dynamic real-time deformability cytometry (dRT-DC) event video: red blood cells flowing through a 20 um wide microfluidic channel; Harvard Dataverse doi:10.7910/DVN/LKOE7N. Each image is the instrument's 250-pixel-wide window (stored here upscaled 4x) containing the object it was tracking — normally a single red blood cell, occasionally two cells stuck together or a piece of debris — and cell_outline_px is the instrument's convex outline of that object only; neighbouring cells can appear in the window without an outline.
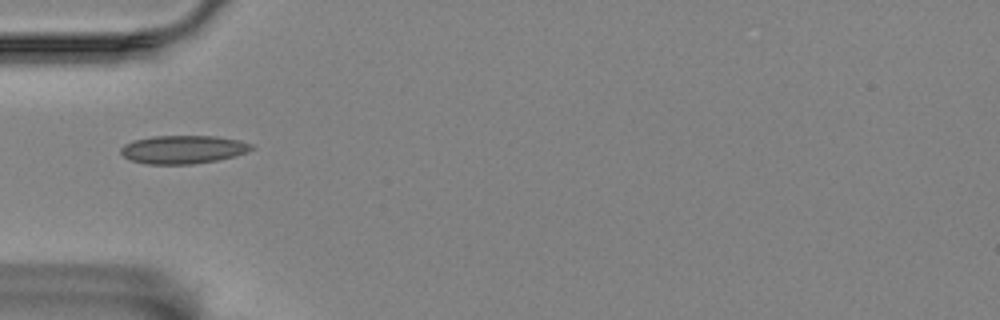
{"species": "Egyptian fruit bat (a non-hibernating species)", "species_latin": "Rousettus aegyptiacus", "temperature_condition": "room temperature", "stored_images_in_passage": 34, "camera_frame_rate_fps": 3000, "um_per_image_px": 0.085, "animal": {"sex": "female"}, "frame": {"image": 1, "passage_image": 1, "time_ms": 0.0, "image_size_px": [1000, 320], "cell_outline_px": [[256, 148], [236, 156], [216, 160], [192, 164], [144, 164], [132, 160], [124, 156], [120, 152], [120, 148], [124, 144], [132, 140], [152, 136], [216, 136], [240, 140], [252, 144]], "centroid_in_image_um": [15.57, 12.7], "position_along_channel_um": 69.4, "area_um2": 21.68}}
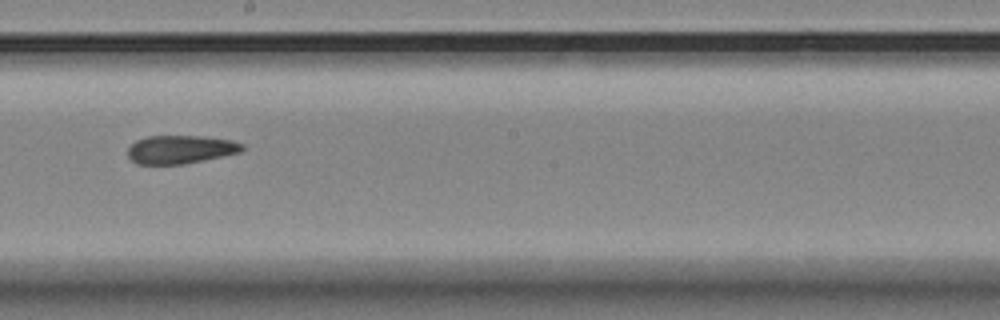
{"frame": {"image": 2, "passage_image": 15, "time_ms": 4.667, "image_size_px": [1000, 320], "cell_outline_px": [[244, 148], [240, 152], [184, 164], [136, 164], [128, 156], [128, 148], [136, 140], [148, 136], [204, 136], [232, 140], [244, 144]], "centroid_in_image_um": [15.34, 12.69], "position_along_channel_um": 232.9, "area_um2": 18.84}}
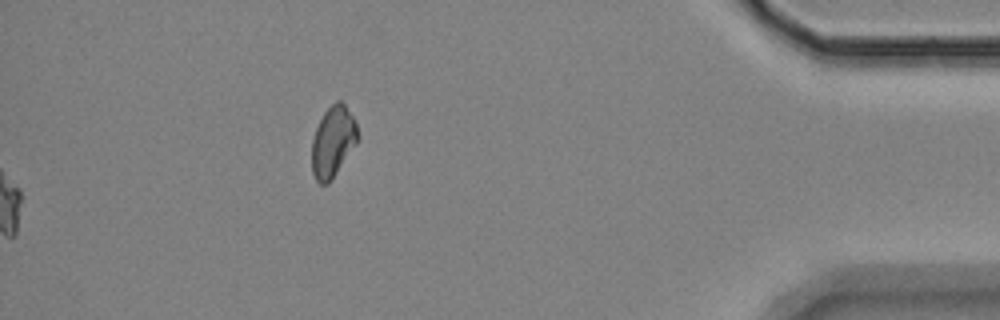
{"frame": {"image": 3, "passage_image": 34, "time_ms": 11.0, "image_size_px": [1000, 320], "cell_outline_px": [[360, 136], [356, 144], [328, 184], [320, 184], [316, 180], [312, 172], [312, 140], [316, 128], [324, 112], [336, 100], [340, 100], [344, 104], [352, 116], [356, 124]], "centroid_in_image_um": [28.3, 12.04], "position_along_channel_um": 406.9, "area_um2": 18.79}, "authors_computed_cell_mechanics": {"area_um2": 19.363, "velocity_mm_per_s": 3.4816, "shape_relaxation_time_tau1_ms": null, "shape_relaxation_time_tau2_ms": 5.8519, "deformation_change_tau1": null, "deformation_change_tau2": 0.0844}}